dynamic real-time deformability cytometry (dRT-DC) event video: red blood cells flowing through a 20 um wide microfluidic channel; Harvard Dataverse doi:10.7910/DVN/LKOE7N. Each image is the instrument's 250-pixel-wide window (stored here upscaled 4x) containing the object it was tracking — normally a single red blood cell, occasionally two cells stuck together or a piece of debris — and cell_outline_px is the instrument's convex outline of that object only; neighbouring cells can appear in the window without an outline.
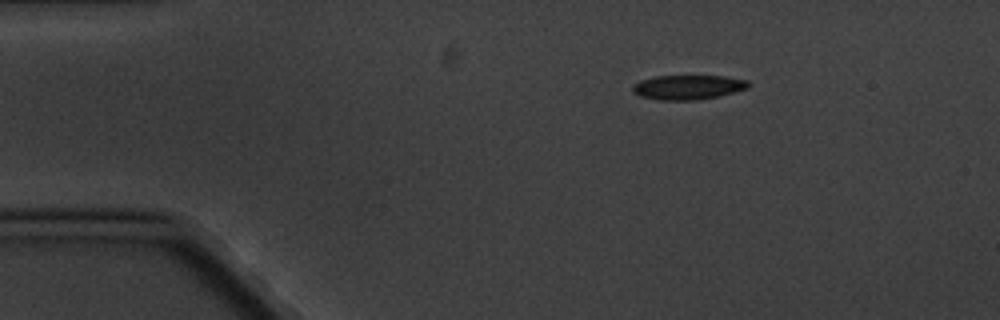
{"species": "common noctule bat (a hibernating species)", "species_latin": "Nyctalus noctula", "temperature_condition": "cold", "stored_images_in_passage": 3, "camera_frame_rate_fps": 3000, "um_per_image_px": 0.085, "animal": {"sex": "male", "body_mass_g": 20.1, "forearm_length_mm": 53.5}, "frame": {"image": 1, "passage_image": 1, "time_ms": 0.0, "image_size_px": [1000, 320], "cell_outline_px": [[748, 88], [720, 96], [696, 100], [656, 100], [640, 96], [632, 92], [632, 88], [640, 80], [656, 76], [724, 76], [748, 80]], "centroid_in_image_um": [58.47, 7.42], "position_along_channel_um": 26.5, "area_um2": 16.53}}